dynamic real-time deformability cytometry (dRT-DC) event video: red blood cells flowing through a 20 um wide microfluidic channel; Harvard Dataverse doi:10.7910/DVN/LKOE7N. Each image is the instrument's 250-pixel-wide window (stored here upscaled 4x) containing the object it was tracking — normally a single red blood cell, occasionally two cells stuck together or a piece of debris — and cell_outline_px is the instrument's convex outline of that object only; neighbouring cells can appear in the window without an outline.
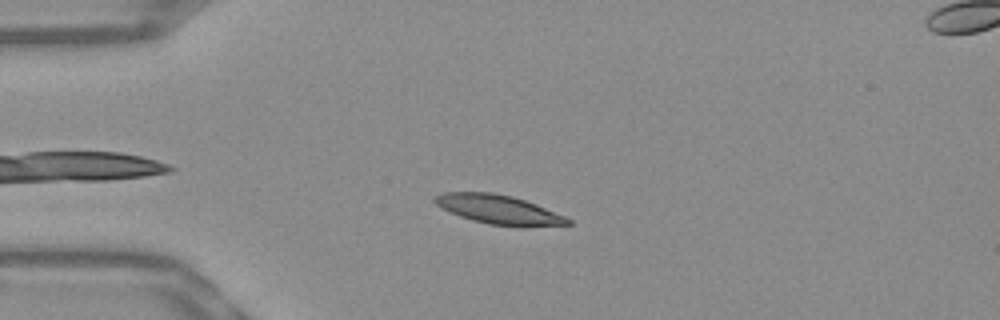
{"species": "Egyptian fruit bat (a non-hibernating species)", "species_latin": "Rousettus aegyptiacus", "temperature_condition": "warm", "stored_images_in_passage": 48, "camera_frame_rate_fps": 3000, "um_per_image_px": 0.085, "frame": {"image": 1, "passage_image": 8, "time_ms": 2.333, "image_size_px": [1000, 320], "cell_outline_px": [[572, 224], [524, 228], [488, 224], [472, 220], [460, 216], [436, 204], [432, 200], [436, 196], [444, 192], [492, 192], [512, 196], [536, 204], [564, 216], [572, 220]], "centroid_in_image_um": [42.44, 17.83], "position_along_channel_um": 42.6, "area_um2": 22.66}}
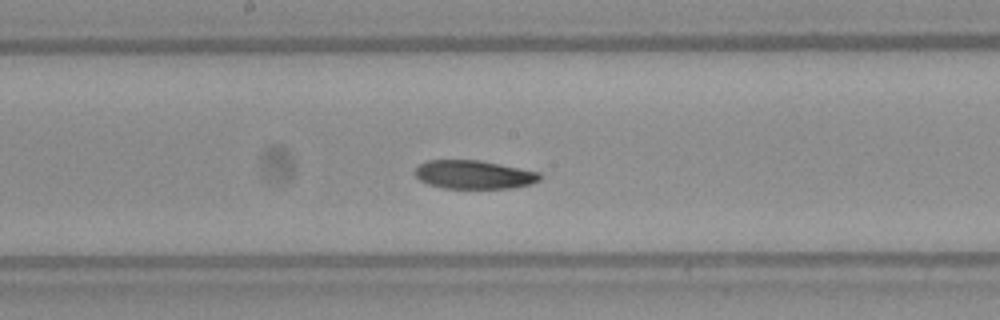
{"frame": {"image": 2, "passage_image": 23, "time_ms": 7.333, "image_size_px": [1000, 320], "cell_outline_px": [[544, 176], [540, 180], [532, 184], [512, 188], [444, 188], [428, 184], [420, 180], [412, 172], [420, 164], [428, 160], [480, 160], [540, 172]], "centroid_in_image_um": [40.31, 14.84], "position_along_channel_um": 207.9, "area_um2": 20.92}}
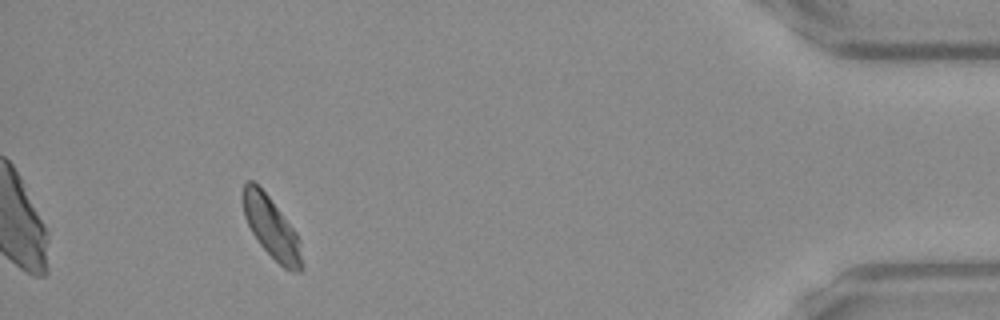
{"frame": {"image": 3, "passage_image": 44, "time_ms": 14.333, "image_size_px": [1000, 320], "cell_outline_px": [[304, 268], [300, 272], [292, 272], [284, 268], [256, 240], [244, 216], [240, 196], [244, 184], [248, 180], [252, 180], [268, 196], [296, 232], [300, 240], [304, 264]], "centroid_in_image_um": [23.08, 19.37], "position_along_channel_um": 412.1, "area_um2": 21.15}, "authors_computed_cell_mechanics": {"area_um2": 21.9062, "velocity_mm_per_s": 3.7917, "shape_relaxation_time_tau1_ms": 6.2632, "shape_relaxation_time_tau2_ms": null, "deformation_change_tau1": 0.1205, "deformation_change_tau2": null}}